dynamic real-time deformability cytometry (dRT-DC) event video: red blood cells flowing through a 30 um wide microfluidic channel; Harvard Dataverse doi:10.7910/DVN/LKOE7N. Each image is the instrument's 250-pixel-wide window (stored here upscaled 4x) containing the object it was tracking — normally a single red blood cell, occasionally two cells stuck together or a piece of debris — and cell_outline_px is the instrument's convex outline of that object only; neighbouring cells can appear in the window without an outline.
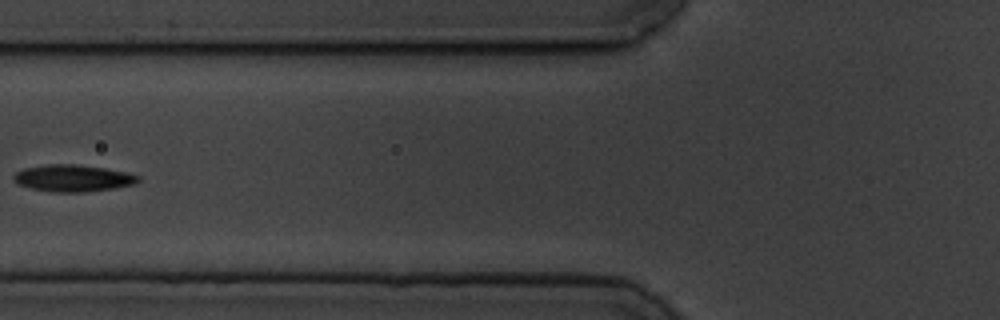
{"species": "common noctule bat (a hibernating species)", "species_latin": "Nyctalus noctula", "temperature_condition": "cold", "stored_images_in_passage": 10, "camera_frame_rate_fps": 3000, "um_per_image_px": 0.085, "animal": {"sex": "male", "body_mass_g": 19.5, "forearm_length_mm": 54.6}, "frame": {"image": 1, "passage_image": 6, "time_ms": 6.0, "image_size_px": [1000, 320], "cell_outline_px": [[140, 180], [136, 184], [112, 188], [84, 192], [52, 192], [28, 188], [16, 184], [12, 180], [12, 176], [16, 172], [24, 168], [48, 164], [76, 164], [104, 168], [124, 172], [140, 176]], "centroid_in_image_um": [6.14, 15.15], "position_along_channel_um": 119.7, "area_um2": 19.59}}
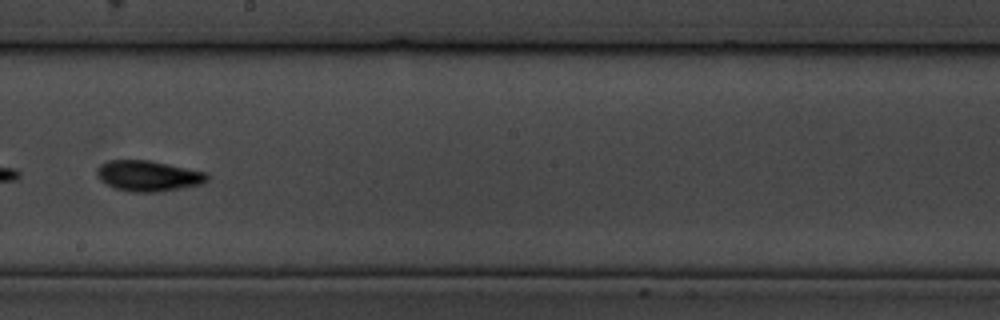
{"frame": {"image": 2, "passage_image": 9, "time_ms": 9.333, "image_size_px": [1000, 320], "cell_outline_px": [[208, 180], [200, 184], [180, 188], [156, 192], [128, 192], [116, 188], [100, 180], [96, 176], [96, 168], [100, 164], [108, 160], [148, 160], [208, 172]], "centroid_in_image_um": [12.57, 14.94], "position_along_channel_um": 235.6, "area_um2": 19.71}}
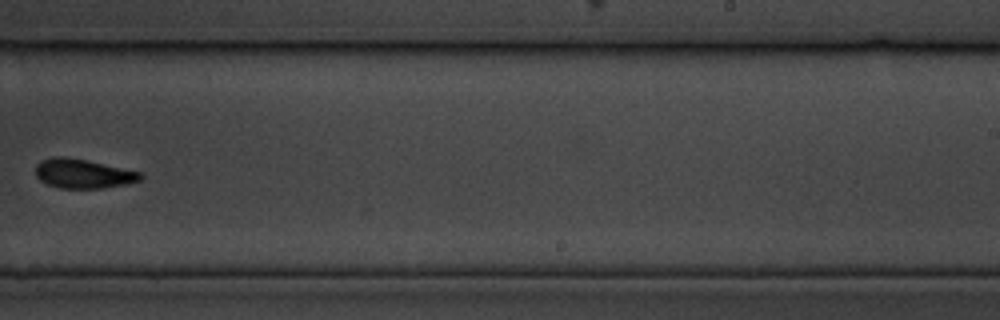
{"frame": {"image": 3, "passage_image": 10, "time_ms": 10.667, "image_size_px": [1000, 320], "cell_outline_px": [[144, 176], [140, 180], [128, 184], [100, 188], [60, 188], [48, 184], [40, 180], [36, 176], [36, 164], [40, 160], [52, 156], [64, 156], [88, 160], [140, 172]], "centroid_in_image_um": [7.04, 14.75], "position_along_channel_um": 282.0, "area_um2": 17.98}}